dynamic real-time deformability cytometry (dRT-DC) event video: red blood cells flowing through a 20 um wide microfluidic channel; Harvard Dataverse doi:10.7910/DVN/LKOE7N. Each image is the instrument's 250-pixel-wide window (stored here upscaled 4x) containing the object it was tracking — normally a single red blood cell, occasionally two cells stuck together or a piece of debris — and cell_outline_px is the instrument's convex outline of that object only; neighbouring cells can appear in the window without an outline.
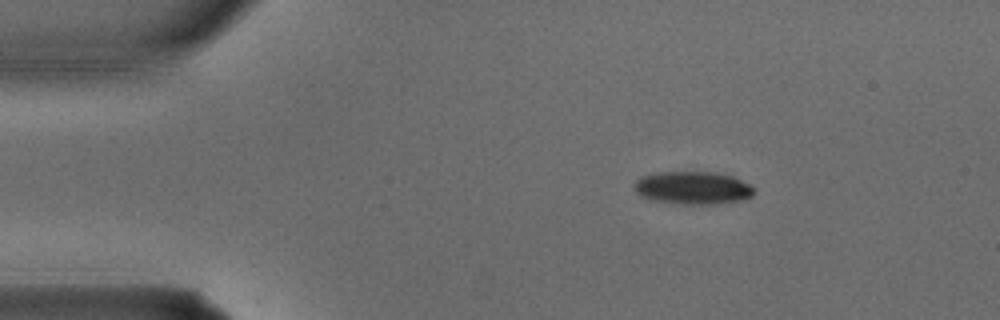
{"species": "common noctule bat (a hibernating species)", "species_latin": "Nyctalus noctula", "temperature_condition": "warm", "stored_images_in_passage": 2, "camera_frame_rate_fps": 3000, "um_per_image_px": 0.085, "animal": {"sex": "male", "body_mass_g": 15.6}, "frame": {"image": 1, "passage_image": 1, "time_ms": 0.0, "image_size_px": [1000, 320], "cell_outline_px": [[756, 192], [752, 196], [744, 200], [716, 204], [680, 204], [648, 200], [640, 196], [636, 192], [636, 180], [640, 176], [656, 172], [716, 172], [732, 176], [756, 188]], "centroid_in_image_um": [58.9, 15.98], "position_along_channel_um": 26.1, "area_um2": 23.24}}